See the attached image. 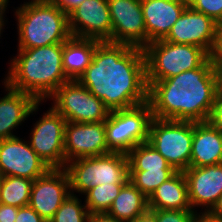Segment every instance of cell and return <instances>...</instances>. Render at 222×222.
Here are the masks:
<instances>
[{"instance_id": "obj_38", "label": "cell", "mask_w": 222, "mask_h": 222, "mask_svg": "<svg viewBox=\"0 0 222 222\" xmlns=\"http://www.w3.org/2000/svg\"><path fill=\"white\" fill-rule=\"evenodd\" d=\"M130 222H156L154 210H147L144 214L139 215L135 220Z\"/></svg>"}, {"instance_id": "obj_21", "label": "cell", "mask_w": 222, "mask_h": 222, "mask_svg": "<svg viewBox=\"0 0 222 222\" xmlns=\"http://www.w3.org/2000/svg\"><path fill=\"white\" fill-rule=\"evenodd\" d=\"M149 210L192 209L188 198V186L183 171H177L163 182L148 198Z\"/></svg>"}, {"instance_id": "obj_9", "label": "cell", "mask_w": 222, "mask_h": 222, "mask_svg": "<svg viewBox=\"0 0 222 222\" xmlns=\"http://www.w3.org/2000/svg\"><path fill=\"white\" fill-rule=\"evenodd\" d=\"M53 108L67 121L75 123L104 122L110 110L77 80L62 84L50 97Z\"/></svg>"}, {"instance_id": "obj_24", "label": "cell", "mask_w": 222, "mask_h": 222, "mask_svg": "<svg viewBox=\"0 0 222 222\" xmlns=\"http://www.w3.org/2000/svg\"><path fill=\"white\" fill-rule=\"evenodd\" d=\"M129 171L174 169L148 142L135 146L128 154Z\"/></svg>"}, {"instance_id": "obj_29", "label": "cell", "mask_w": 222, "mask_h": 222, "mask_svg": "<svg viewBox=\"0 0 222 222\" xmlns=\"http://www.w3.org/2000/svg\"><path fill=\"white\" fill-rule=\"evenodd\" d=\"M156 222H196L197 215L192 209L185 210H154Z\"/></svg>"}, {"instance_id": "obj_34", "label": "cell", "mask_w": 222, "mask_h": 222, "mask_svg": "<svg viewBox=\"0 0 222 222\" xmlns=\"http://www.w3.org/2000/svg\"><path fill=\"white\" fill-rule=\"evenodd\" d=\"M18 207L0 203V222H15Z\"/></svg>"}, {"instance_id": "obj_32", "label": "cell", "mask_w": 222, "mask_h": 222, "mask_svg": "<svg viewBox=\"0 0 222 222\" xmlns=\"http://www.w3.org/2000/svg\"><path fill=\"white\" fill-rule=\"evenodd\" d=\"M209 121L222 131V92H217Z\"/></svg>"}, {"instance_id": "obj_41", "label": "cell", "mask_w": 222, "mask_h": 222, "mask_svg": "<svg viewBox=\"0 0 222 222\" xmlns=\"http://www.w3.org/2000/svg\"><path fill=\"white\" fill-rule=\"evenodd\" d=\"M196 222H216V221L208 219L205 215H200L197 218Z\"/></svg>"}, {"instance_id": "obj_12", "label": "cell", "mask_w": 222, "mask_h": 222, "mask_svg": "<svg viewBox=\"0 0 222 222\" xmlns=\"http://www.w3.org/2000/svg\"><path fill=\"white\" fill-rule=\"evenodd\" d=\"M72 37L109 42L112 21L108 0H84L68 14Z\"/></svg>"}, {"instance_id": "obj_5", "label": "cell", "mask_w": 222, "mask_h": 222, "mask_svg": "<svg viewBox=\"0 0 222 222\" xmlns=\"http://www.w3.org/2000/svg\"><path fill=\"white\" fill-rule=\"evenodd\" d=\"M143 51L147 82H156L199 68L210 58V54L201 47L163 39L150 42Z\"/></svg>"}, {"instance_id": "obj_30", "label": "cell", "mask_w": 222, "mask_h": 222, "mask_svg": "<svg viewBox=\"0 0 222 222\" xmlns=\"http://www.w3.org/2000/svg\"><path fill=\"white\" fill-rule=\"evenodd\" d=\"M189 6L222 24V0H194Z\"/></svg>"}, {"instance_id": "obj_25", "label": "cell", "mask_w": 222, "mask_h": 222, "mask_svg": "<svg viewBox=\"0 0 222 222\" xmlns=\"http://www.w3.org/2000/svg\"><path fill=\"white\" fill-rule=\"evenodd\" d=\"M33 180L24 177L4 176L0 203L15 207L27 206L30 201Z\"/></svg>"}, {"instance_id": "obj_31", "label": "cell", "mask_w": 222, "mask_h": 222, "mask_svg": "<svg viewBox=\"0 0 222 222\" xmlns=\"http://www.w3.org/2000/svg\"><path fill=\"white\" fill-rule=\"evenodd\" d=\"M15 222H47L29 205L19 207Z\"/></svg>"}, {"instance_id": "obj_26", "label": "cell", "mask_w": 222, "mask_h": 222, "mask_svg": "<svg viewBox=\"0 0 222 222\" xmlns=\"http://www.w3.org/2000/svg\"><path fill=\"white\" fill-rule=\"evenodd\" d=\"M124 184H101L91 188L84 195L89 214L107 213Z\"/></svg>"}, {"instance_id": "obj_20", "label": "cell", "mask_w": 222, "mask_h": 222, "mask_svg": "<svg viewBox=\"0 0 222 222\" xmlns=\"http://www.w3.org/2000/svg\"><path fill=\"white\" fill-rule=\"evenodd\" d=\"M222 163V131L210 121L193 122L190 167Z\"/></svg>"}, {"instance_id": "obj_1", "label": "cell", "mask_w": 222, "mask_h": 222, "mask_svg": "<svg viewBox=\"0 0 222 222\" xmlns=\"http://www.w3.org/2000/svg\"><path fill=\"white\" fill-rule=\"evenodd\" d=\"M77 81L110 111L146 103L149 87L143 48L100 42Z\"/></svg>"}, {"instance_id": "obj_8", "label": "cell", "mask_w": 222, "mask_h": 222, "mask_svg": "<svg viewBox=\"0 0 222 222\" xmlns=\"http://www.w3.org/2000/svg\"><path fill=\"white\" fill-rule=\"evenodd\" d=\"M193 122L152 118L148 143L176 170L190 167Z\"/></svg>"}, {"instance_id": "obj_35", "label": "cell", "mask_w": 222, "mask_h": 222, "mask_svg": "<svg viewBox=\"0 0 222 222\" xmlns=\"http://www.w3.org/2000/svg\"><path fill=\"white\" fill-rule=\"evenodd\" d=\"M205 216L213 221L222 222V195L219 197L212 209Z\"/></svg>"}, {"instance_id": "obj_40", "label": "cell", "mask_w": 222, "mask_h": 222, "mask_svg": "<svg viewBox=\"0 0 222 222\" xmlns=\"http://www.w3.org/2000/svg\"><path fill=\"white\" fill-rule=\"evenodd\" d=\"M9 0H0V13L4 14Z\"/></svg>"}, {"instance_id": "obj_43", "label": "cell", "mask_w": 222, "mask_h": 222, "mask_svg": "<svg viewBox=\"0 0 222 222\" xmlns=\"http://www.w3.org/2000/svg\"><path fill=\"white\" fill-rule=\"evenodd\" d=\"M4 14L0 13V36H1V32H2V28L4 26V19H3V16Z\"/></svg>"}, {"instance_id": "obj_2", "label": "cell", "mask_w": 222, "mask_h": 222, "mask_svg": "<svg viewBox=\"0 0 222 222\" xmlns=\"http://www.w3.org/2000/svg\"><path fill=\"white\" fill-rule=\"evenodd\" d=\"M147 84L148 102L154 118L209 121L218 92L216 72L210 58L199 68Z\"/></svg>"}, {"instance_id": "obj_37", "label": "cell", "mask_w": 222, "mask_h": 222, "mask_svg": "<svg viewBox=\"0 0 222 222\" xmlns=\"http://www.w3.org/2000/svg\"><path fill=\"white\" fill-rule=\"evenodd\" d=\"M88 222H125V221L118 220L108 215L107 213H95L89 215Z\"/></svg>"}, {"instance_id": "obj_33", "label": "cell", "mask_w": 222, "mask_h": 222, "mask_svg": "<svg viewBox=\"0 0 222 222\" xmlns=\"http://www.w3.org/2000/svg\"><path fill=\"white\" fill-rule=\"evenodd\" d=\"M211 62H222V24H218L215 43L210 53Z\"/></svg>"}, {"instance_id": "obj_28", "label": "cell", "mask_w": 222, "mask_h": 222, "mask_svg": "<svg viewBox=\"0 0 222 222\" xmlns=\"http://www.w3.org/2000/svg\"><path fill=\"white\" fill-rule=\"evenodd\" d=\"M89 215L86 205L71 193L48 222H88Z\"/></svg>"}, {"instance_id": "obj_15", "label": "cell", "mask_w": 222, "mask_h": 222, "mask_svg": "<svg viewBox=\"0 0 222 222\" xmlns=\"http://www.w3.org/2000/svg\"><path fill=\"white\" fill-rule=\"evenodd\" d=\"M66 163L83 157L108 154L105 136V121L90 123L67 122L64 134Z\"/></svg>"}, {"instance_id": "obj_10", "label": "cell", "mask_w": 222, "mask_h": 222, "mask_svg": "<svg viewBox=\"0 0 222 222\" xmlns=\"http://www.w3.org/2000/svg\"><path fill=\"white\" fill-rule=\"evenodd\" d=\"M67 121L51 107L32 129L31 148L50 168H65L64 134Z\"/></svg>"}, {"instance_id": "obj_22", "label": "cell", "mask_w": 222, "mask_h": 222, "mask_svg": "<svg viewBox=\"0 0 222 222\" xmlns=\"http://www.w3.org/2000/svg\"><path fill=\"white\" fill-rule=\"evenodd\" d=\"M93 39L71 37L63 43V68L70 80H77L92 61L96 46Z\"/></svg>"}, {"instance_id": "obj_13", "label": "cell", "mask_w": 222, "mask_h": 222, "mask_svg": "<svg viewBox=\"0 0 222 222\" xmlns=\"http://www.w3.org/2000/svg\"><path fill=\"white\" fill-rule=\"evenodd\" d=\"M49 169L28 141L17 136L0 141V172L4 176L24 177L34 181Z\"/></svg>"}, {"instance_id": "obj_42", "label": "cell", "mask_w": 222, "mask_h": 222, "mask_svg": "<svg viewBox=\"0 0 222 222\" xmlns=\"http://www.w3.org/2000/svg\"><path fill=\"white\" fill-rule=\"evenodd\" d=\"M52 0H31L30 2H26L24 4H38V3H49Z\"/></svg>"}, {"instance_id": "obj_23", "label": "cell", "mask_w": 222, "mask_h": 222, "mask_svg": "<svg viewBox=\"0 0 222 222\" xmlns=\"http://www.w3.org/2000/svg\"><path fill=\"white\" fill-rule=\"evenodd\" d=\"M148 209V198L128 180L122 186L107 214L118 220L130 222Z\"/></svg>"}, {"instance_id": "obj_36", "label": "cell", "mask_w": 222, "mask_h": 222, "mask_svg": "<svg viewBox=\"0 0 222 222\" xmlns=\"http://www.w3.org/2000/svg\"><path fill=\"white\" fill-rule=\"evenodd\" d=\"M84 0H52L66 14H69L73 9L78 7Z\"/></svg>"}, {"instance_id": "obj_17", "label": "cell", "mask_w": 222, "mask_h": 222, "mask_svg": "<svg viewBox=\"0 0 222 222\" xmlns=\"http://www.w3.org/2000/svg\"><path fill=\"white\" fill-rule=\"evenodd\" d=\"M187 186L188 198L192 210L194 207H206L205 215L222 195V163L205 166L189 167L183 171Z\"/></svg>"}, {"instance_id": "obj_7", "label": "cell", "mask_w": 222, "mask_h": 222, "mask_svg": "<svg viewBox=\"0 0 222 222\" xmlns=\"http://www.w3.org/2000/svg\"><path fill=\"white\" fill-rule=\"evenodd\" d=\"M153 118L150 103L110 111L105 121V136L111 152L128 154L135 146L147 142Z\"/></svg>"}, {"instance_id": "obj_11", "label": "cell", "mask_w": 222, "mask_h": 222, "mask_svg": "<svg viewBox=\"0 0 222 222\" xmlns=\"http://www.w3.org/2000/svg\"><path fill=\"white\" fill-rule=\"evenodd\" d=\"M112 21L110 43L146 46V27L141 0H108Z\"/></svg>"}, {"instance_id": "obj_45", "label": "cell", "mask_w": 222, "mask_h": 222, "mask_svg": "<svg viewBox=\"0 0 222 222\" xmlns=\"http://www.w3.org/2000/svg\"><path fill=\"white\" fill-rule=\"evenodd\" d=\"M194 0H183L186 5H190Z\"/></svg>"}, {"instance_id": "obj_27", "label": "cell", "mask_w": 222, "mask_h": 222, "mask_svg": "<svg viewBox=\"0 0 222 222\" xmlns=\"http://www.w3.org/2000/svg\"><path fill=\"white\" fill-rule=\"evenodd\" d=\"M176 172L175 169L129 171V181L149 198L156 188Z\"/></svg>"}, {"instance_id": "obj_18", "label": "cell", "mask_w": 222, "mask_h": 222, "mask_svg": "<svg viewBox=\"0 0 222 222\" xmlns=\"http://www.w3.org/2000/svg\"><path fill=\"white\" fill-rule=\"evenodd\" d=\"M146 45L164 39L187 5L183 0H141Z\"/></svg>"}, {"instance_id": "obj_3", "label": "cell", "mask_w": 222, "mask_h": 222, "mask_svg": "<svg viewBox=\"0 0 222 222\" xmlns=\"http://www.w3.org/2000/svg\"><path fill=\"white\" fill-rule=\"evenodd\" d=\"M63 43L18 49L11 60L4 84L44 101L64 83L70 81L63 68Z\"/></svg>"}, {"instance_id": "obj_44", "label": "cell", "mask_w": 222, "mask_h": 222, "mask_svg": "<svg viewBox=\"0 0 222 222\" xmlns=\"http://www.w3.org/2000/svg\"><path fill=\"white\" fill-rule=\"evenodd\" d=\"M4 179V175L0 172V191H1V185Z\"/></svg>"}, {"instance_id": "obj_6", "label": "cell", "mask_w": 222, "mask_h": 222, "mask_svg": "<svg viewBox=\"0 0 222 222\" xmlns=\"http://www.w3.org/2000/svg\"><path fill=\"white\" fill-rule=\"evenodd\" d=\"M69 176L70 191L85 194L101 184H125L129 180L127 154H108L74 159L64 168Z\"/></svg>"}, {"instance_id": "obj_16", "label": "cell", "mask_w": 222, "mask_h": 222, "mask_svg": "<svg viewBox=\"0 0 222 222\" xmlns=\"http://www.w3.org/2000/svg\"><path fill=\"white\" fill-rule=\"evenodd\" d=\"M217 27L218 24L213 19L187 5L163 40L195 45L210 54L215 43Z\"/></svg>"}, {"instance_id": "obj_39", "label": "cell", "mask_w": 222, "mask_h": 222, "mask_svg": "<svg viewBox=\"0 0 222 222\" xmlns=\"http://www.w3.org/2000/svg\"><path fill=\"white\" fill-rule=\"evenodd\" d=\"M215 68L217 77V90L222 92V62H212Z\"/></svg>"}, {"instance_id": "obj_4", "label": "cell", "mask_w": 222, "mask_h": 222, "mask_svg": "<svg viewBox=\"0 0 222 222\" xmlns=\"http://www.w3.org/2000/svg\"><path fill=\"white\" fill-rule=\"evenodd\" d=\"M15 13L18 49L64 43L72 37L68 14L53 2L22 4Z\"/></svg>"}, {"instance_id": "obj_14", "label": "cell", "mask_w": 222, "mask_h": 222, "mask_svg": "<svg viewBox=\"0 0 222 222\" xmlns=\"http://www.w3.org/2000/svg\"><path fill=\"white\" fill-rule=\"evenodd\" d=\"M70 181L64 168H50L33 181L29 206L47 222L71 194Z\"/></svg>"}, {"instance_id": "obj_19", "label": "cell", "mask_w": 222, "mask_h": 222, "mask_svg": "<svg viewBox=\"0 0 222 222\" xmlns=\"http://www.w3.org/2000/svg\"><path fill=\"white\" fill-rule=\"evenodd\" d=\"M7 94L0 98V141L16 137L12 130L37 111L41 101L31 94L14 90L5 84Z\"/></svg>"}]
</instances>
